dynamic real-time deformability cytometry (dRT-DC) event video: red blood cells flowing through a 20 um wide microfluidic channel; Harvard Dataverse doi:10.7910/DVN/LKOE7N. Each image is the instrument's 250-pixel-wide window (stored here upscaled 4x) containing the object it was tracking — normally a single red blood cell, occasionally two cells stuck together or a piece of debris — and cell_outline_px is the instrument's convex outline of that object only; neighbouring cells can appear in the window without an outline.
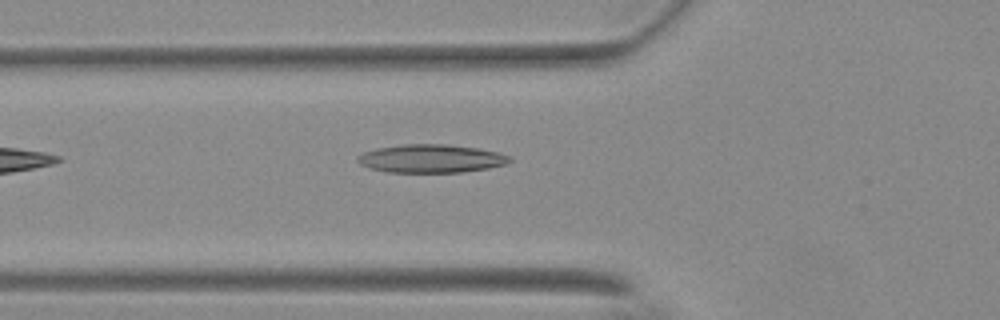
{"species": "Egyptian fruit bat (a non-hibernating species)", "species_latin": "Rousettus aegyptiacus", "temperature_condition": "warm", "stored_images_in_passage": 7, "camera_frame_rate_fps": 3000, "um_per_image_px": 0.085, "animal": {"sex": "female"}, "frame": {"image": 1, "passage_image": 2, "time_ms": 0.333, "image_size_px": [1000, 320], "cell_outline_px": [[512, 160], [504, 164], [488, 168], [460, 172], [388, 172], [368, 168], [360, 164], [356, 160], [356, 156], [364, 152], [376, 148], [400, 144], [448, 144], [476, 148], [496, 152], [508, 156]], "centroid_in_image_um": [36.56, 13.47], "position_along_channel_um": 89.2, "area_um2": 24.97}}
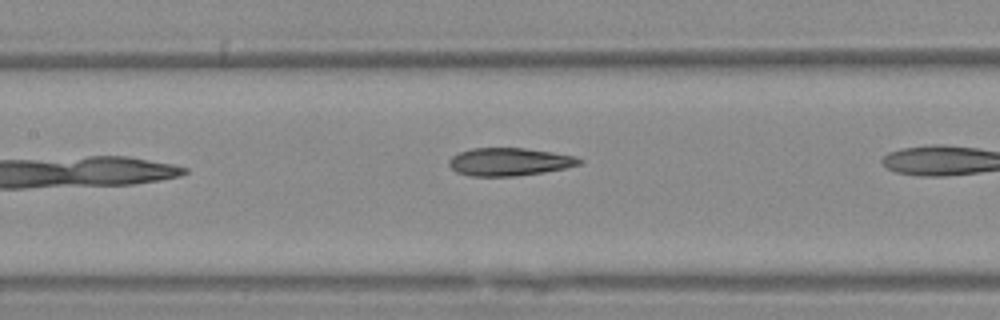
{"frame": {"image": 2, "passage_image": 5, "time_ms": 1.333, "image_size_px": [1000, 320], "cell_outline_px": [[584, 160], [580, 164], [564, 168], [540, 172], [512, 176], [472, 176], [456, 172], [448, 164], [448, 160], [452, 156], [460, 152], [472, 148], [524, 148], [552, 152], [576, 156]], "centroid_in_image_um": [43.27, 13.74], "position_along_channel_um": 164.1, "area_um2": 20.98}}